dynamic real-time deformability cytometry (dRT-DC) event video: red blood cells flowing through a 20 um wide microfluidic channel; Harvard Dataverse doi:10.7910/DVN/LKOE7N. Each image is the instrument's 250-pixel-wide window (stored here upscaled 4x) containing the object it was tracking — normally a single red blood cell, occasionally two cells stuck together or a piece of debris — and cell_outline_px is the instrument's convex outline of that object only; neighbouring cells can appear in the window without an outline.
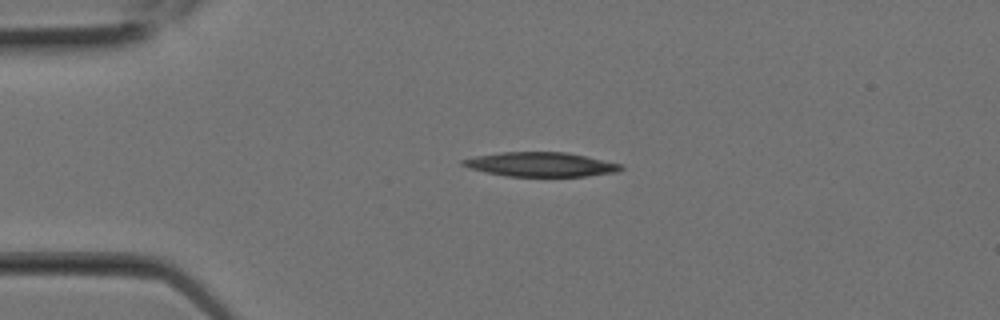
{"species": "Egyptian fruit bat (a non-hibernating species)", "species_latin": "Rousettus aegyptiacus", "temperature_condition": "room temperature", "stored_images_in_passage": 1, "camera_frame_rate_fps": 3000, "um_per_image_px": 0.085, "animal": {"sex": "female"}, "frame": {"image": 1, "passage_image": 1, "time_ms": 0.0, "image_size_px": [1000, 320], "cell_outline_px": [[624, 168], [616, 172], [588, 176], [508, 176], [484, 172], [468, 168], [460, 164], [460, 160], [476, 156], [500, 152], [568, 152], [620, 164]], "centroid_in_image_um": [45.91, 13.97], "position_along_channel_um": 39.1, "area_um2": 22.37}}